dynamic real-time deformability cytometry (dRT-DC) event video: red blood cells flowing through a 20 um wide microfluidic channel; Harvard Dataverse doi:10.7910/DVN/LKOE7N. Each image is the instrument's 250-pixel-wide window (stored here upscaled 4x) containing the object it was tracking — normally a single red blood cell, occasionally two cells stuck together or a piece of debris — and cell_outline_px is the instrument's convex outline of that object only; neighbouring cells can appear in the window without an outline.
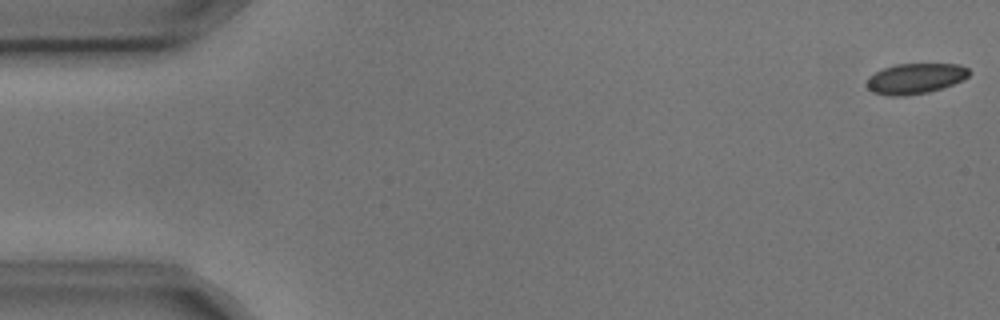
{"species": "common noctule bat (a hibernating species)", "species_latin": "Nyctalus noctula", "temperature_condition": "cold", "stored_images_in_passage": 4, "camera_frame_rate_fps": 3000, "um_per_image_px": 0.085, "animal": {"sex": "male", "body_mass_g": 17.9, "forearm_length_mm": 54.2}, "frame": {"image": 1, "passage_image": 1, "time_ms": 0.0, "image_size_px": [1000, 320], "cell_outline_px": [[972, 72], [964, 80], [928, 92], [904, 96], [888, 96], [872, 92], [868, 88], [868, 76], [884, 68], [896, 64], [960, 64], [968, 68]], "centroid_in_image_um": [77.82, 6.67], "position_along_channel_um": 7.2, "area_um2": 18.15}}
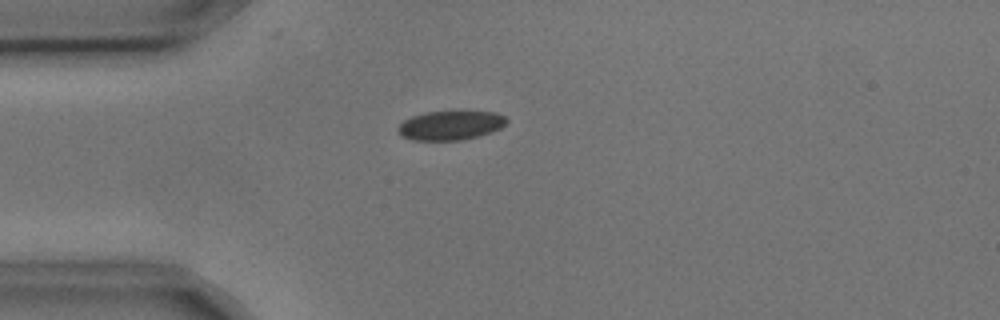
{"frame": {"image": 2, "passage_image": 4, "time_ms": 1.0, "image_size_px": [1000, 320], "cell_outline_px": [[508, 120], [500, 128], [492, 132], [480, 136], [460, 140], [412, 140], [400, 136], [396, 128], [404, 120], [412, 116], [424, 112], [496, 112], [504, 116]], "centroid_in_image_um": [38.26, 10.67], "position_along_channel_um": 46.7, "area_um2": 18.44}}